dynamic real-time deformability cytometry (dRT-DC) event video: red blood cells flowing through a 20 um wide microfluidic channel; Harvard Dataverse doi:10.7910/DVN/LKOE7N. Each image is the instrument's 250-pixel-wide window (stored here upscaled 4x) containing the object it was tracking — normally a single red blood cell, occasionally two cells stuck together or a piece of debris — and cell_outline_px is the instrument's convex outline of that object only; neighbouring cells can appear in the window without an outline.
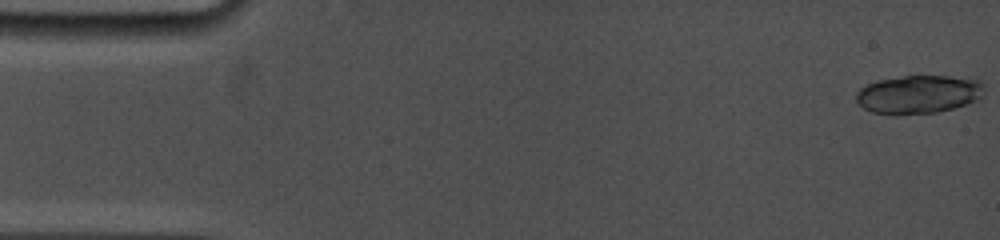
{"species": "common noctule bat (a hibernating species)", "species_latin": "Nyctalus noctula", "temperature_condition": "cold", "stored_images_in_passage": 19, "camera_frame_rate_fps": 5000, "um_per_image_px": 0.085, "animal": {"sex": "female", "body_mass_g": 19.0, "forearm_length_mm": 53.3}, "frame": {"image": 1, "passage_image": 1, "time_ms": 0.0, "image_size_px": [1000, 240], "cell_outline_px": [[984, 96], [980, 100], [952, 108], [936, 112], [892, 116], [872, 112], [864, 108], [856, 100], [856, 92], [860, 88], [868, 84], [880, 80], [904, 76], [972, 76], [980, 80], [984, 84]], "centroid_in_image_um": [78.15, 8.02], "position_along_channel_um": 6.9, "area_um2": 29.25}}
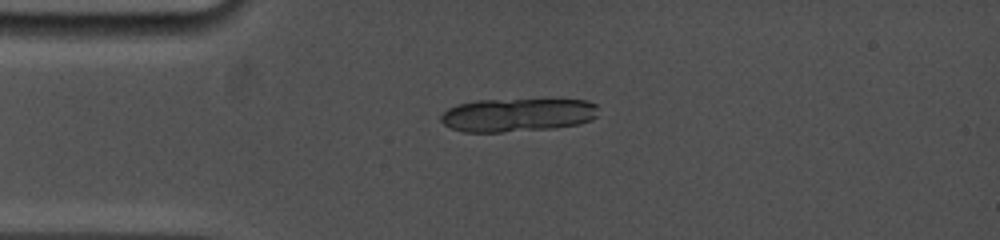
{"frame": {"image": 2, "passage_image": 17, "time_ms": 3.8, "image_size_px": [1000, 240], "cell_outline_px": [[596, 116], [592, 120], [580, 124], [552, 128], [500, 132], [464, 132], [452, 128], [444, 124], [440, 120], [440, 116], [448, 108], [456, 104], [476, 100], [584, 100], [596, 104]], "centroid_in_image_um": [43.95, 9.77], "position_along_channel_um": 41.0, "area_um2": 30.52}}